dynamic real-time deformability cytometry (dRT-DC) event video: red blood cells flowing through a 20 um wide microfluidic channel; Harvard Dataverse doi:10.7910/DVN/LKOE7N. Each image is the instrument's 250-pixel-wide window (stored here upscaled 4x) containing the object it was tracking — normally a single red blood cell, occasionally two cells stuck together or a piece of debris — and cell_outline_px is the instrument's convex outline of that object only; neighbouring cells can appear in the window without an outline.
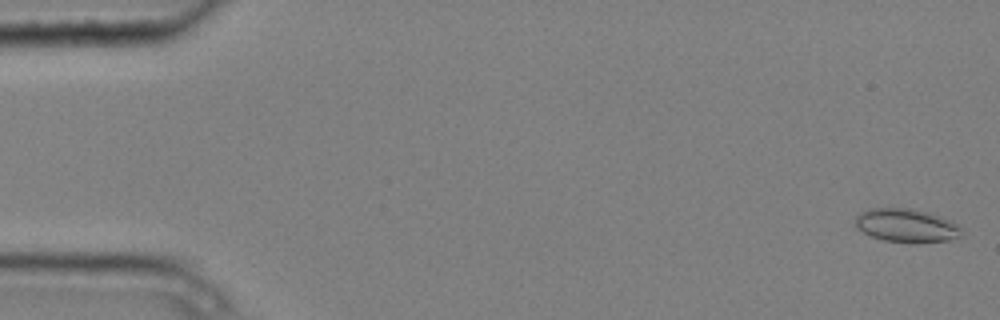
{"species": "common noctule bat (a hibernating species)", "species_latin": "Nyctalus noctula", "temperature_condition": "cold", "stored_images_in_passage": 5, "camera_frame_rate_fps": 3000, "um_per_image_px": 0.085, "animal": {"sex": "male", "body_mass_g": 20.4}, "frame": {"image": 1, "passage_image": 1, "time_ms": 0.0, "image_size_px": [1000, 320], "cell_outline_px": [[960, 236], [948, 240], [916, 244], [884, 240], [872, 236], [864, 232], [856, 224], [856, 216], [860, 212], [868, 208], [908, 208], [940, 216], [952, 220], [960, 228]], "centroid_in_image_um": [77.05, 19.17], "position_along_channel_um": 8.0, "area_um2": 20.58}}
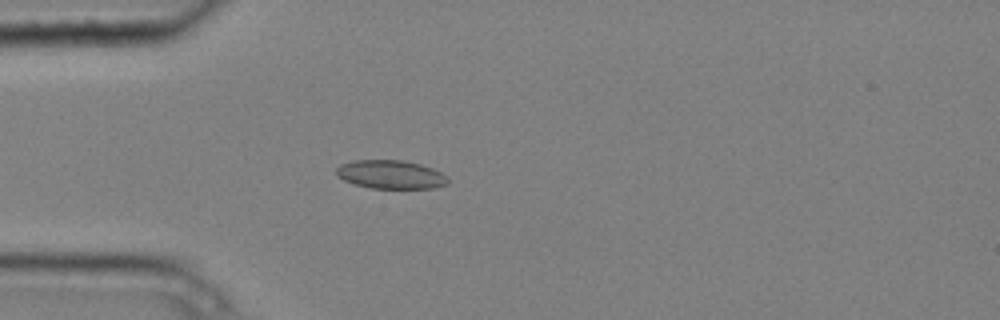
{"frame": {"image": 2, "passage_image": 5, "time_ms": 1.333, "image_size_px": [1000, 320], "cell_outline_px": [[448, 184], [432, 188], [372, 188], [356, 184], [344, 180], [336, 176], [336, 168], [340, 164], [352, 160], [404, 160], [420, 164], [432, 168], [448, 176]], "centroid_in_image_um": [33.2, 14.82], "position_along_channel_um": 51.8, "area_um2": 18.61}}